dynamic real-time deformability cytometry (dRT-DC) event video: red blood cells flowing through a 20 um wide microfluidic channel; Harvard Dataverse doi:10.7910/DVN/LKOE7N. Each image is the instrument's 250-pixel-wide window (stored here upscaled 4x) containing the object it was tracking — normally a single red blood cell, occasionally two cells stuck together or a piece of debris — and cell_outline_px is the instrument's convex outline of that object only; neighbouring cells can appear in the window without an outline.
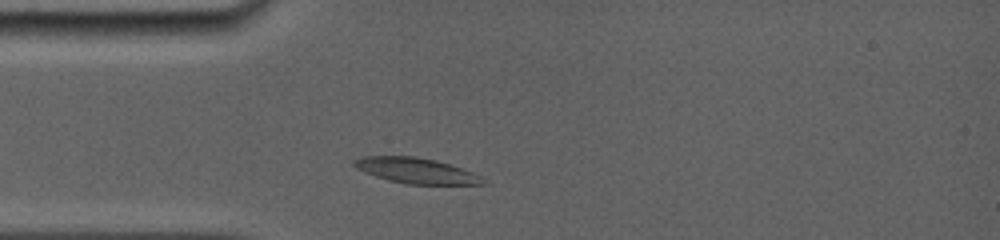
{"species": "common noctule bat (a hibernating species)", "species_latin": "Nyctalus noctula", "temperature_condition": "room temperature", "stored_images_in_passage": 43, "camera_frame_rate_fps": 5000, "um_per_image_px": 0.085, "animal": {"sex": "female", "body_mass_g": 19.0, "forearm_length_mm": 56.7}, "frame": {"image": 1, "passage_image": 6, "time_ms": 1.2, "image_size_px": [1000, 240], "cell_outline_px": [[488, 184], [404, 184], [376, 176], [364, 172], [356, 168], [352, 164], [352, 160], [364, 156], [416, 156], [436, 160], [472, 172], [480, 176]], "centroid_in_image_um": [35.33, 14.5], "position_along_channel_um": 49.7, "area_um2": 19.02}}
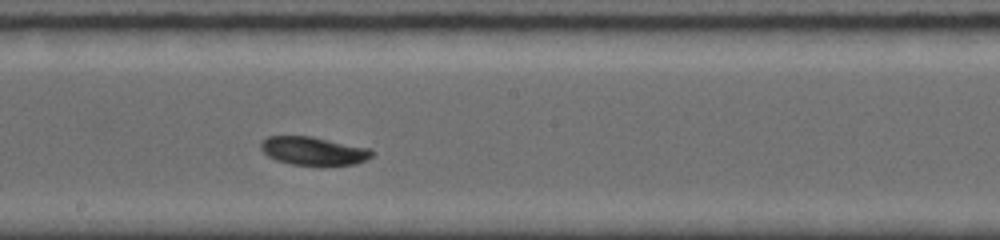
{"frame": {"image": 2, "passage_image": 27, "time_ms": 5.8, "image_size_px": [1000, 240], "cell_outline_px": [[372, 156], [356, 164], [324, 168], [320, 168], [292, 164], [276, 160], [268, 156], [260, 148], [260, 144], [268, 136], [312, 136], [368, 148], [372, 152]], "centroid_in_image_um": [26.65, 12.87], "position_along_channel_um": 221.6, "area_um2": 18.84}}
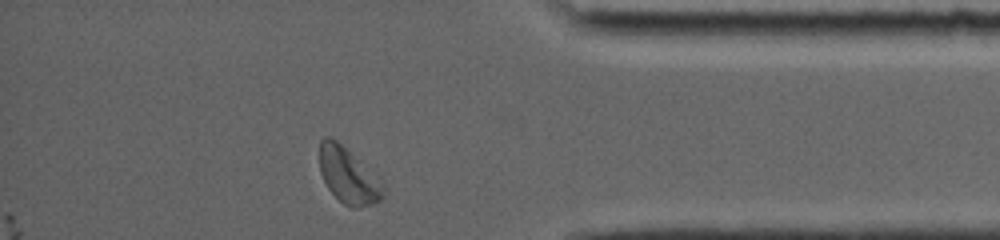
{"frame": {"image": 3, "passage_image": 42, "time_ms": 10.8, "image_size_px": [1000, 240], "cell_outline_px": [[384, 192], [380, 200], [372, 204], [356, 208], [352, 208], [344, 204], [328, 188], [320, 172], [320, 140], [324, 136], [328, 136], [336, 140], [384, 188]], "centroid_in_image_um": [29.52, 14.96], "position_along_channel_um": 405.7, "area_um2": 19.36}, "authors_computed_cell_mechanics": {"area_um2": 18.5538, "velocity_mm_per_s": 3.8928, "shape_relaxation_time_tau1_ms": 2.3677, "shape_relaxation_time_tau2_ms": null, "deformation_change_tau1": 0.1113, "deformation_change_tau2": null}}